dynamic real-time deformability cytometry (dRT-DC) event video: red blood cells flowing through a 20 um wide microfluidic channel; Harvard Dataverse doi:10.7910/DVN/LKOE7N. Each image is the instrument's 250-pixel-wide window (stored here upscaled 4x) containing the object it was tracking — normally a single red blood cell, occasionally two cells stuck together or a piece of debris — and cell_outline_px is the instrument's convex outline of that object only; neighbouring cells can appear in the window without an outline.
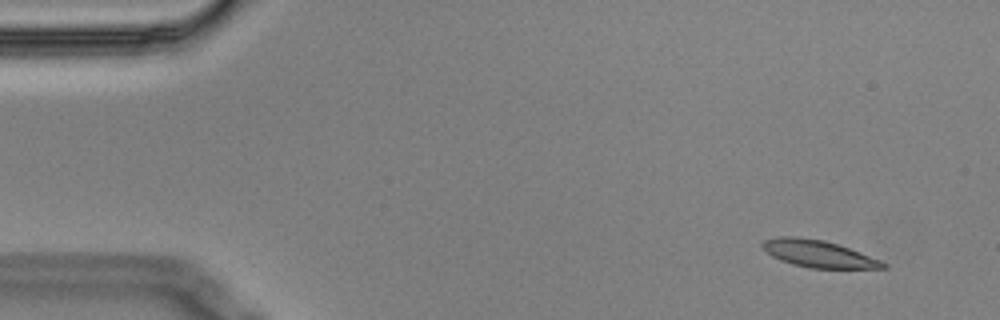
{"species": "Egyptian fruit bat (a non-hibernating species)", "species_latin": "Rousettus aegyptiacus", "temperature_condition": "cold", "stored_images_in_passage": 6, "camera_frame_rate_fps": 3000, "um_per_image_px": 0.085, "animal": {"sex": "male"}, "frame": {"image": 1, "passage_image": 1, "time_ms": 0.0, "image_size_px": [1000, 320], "cell_outline_px": [[888, 268], [808, 268], [792, 264], [780, 260], [772, 256], [760, 244], [764, 240], [780, 236], [796, 236], [824, 240], [860, 252], [880, 260], [888, 264]], "centroid_in_image_um": [69.55, 21.57], "position_along_channel_um": 15.4, "area_um2": 18.9}}
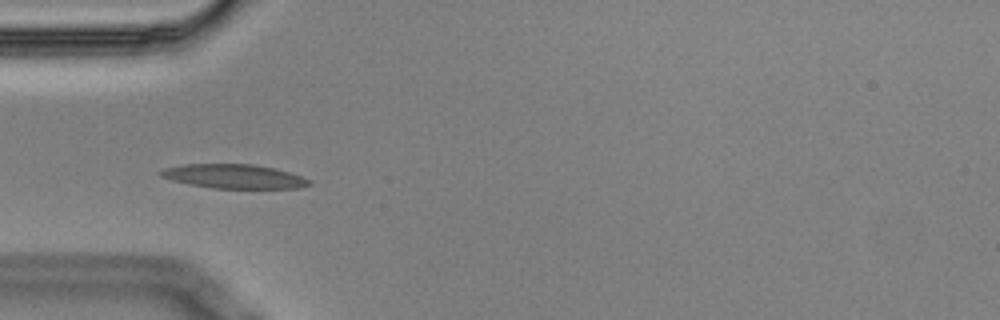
{"frame": {"image": 2, "passage_image": 4, "time_ms": 1.0, "image_size_px": [1000, 320], "cell_outline_px": [[312, 184], [300, 188], [212, 188], [172, 180], [160, 176], [156, 172], [164, 168], [184, 164], [252, 164], [272, 168], [288, 172], [312, 180]], "centroid_in_image_um": [19.87, 14.99], "position_along_channel_um": 65.1, "area_um2": 20.75}}
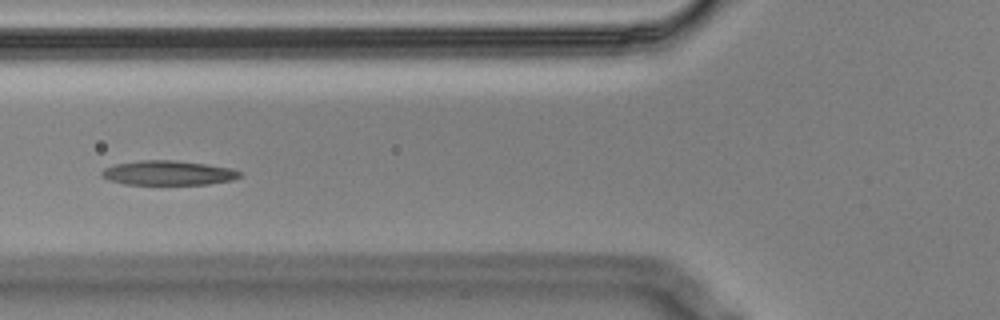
{"frame": {"image": 3, "passage_image": 5, "time_ms": 1.333, "image_size_px": [1000, 320], "cell_outline_px": [[244, 172], [240, 176], [232, 180], [208, 184], [124, 184], [108, 180], [100, 176], [100, 172], [104, 168], [116, 164], [140, 160], [176, 160], [232, 168]], "centroid_in_image_um": [14.28, 14.69], "position_along_channel_um": 111.5, "area_um2": 19.77}}